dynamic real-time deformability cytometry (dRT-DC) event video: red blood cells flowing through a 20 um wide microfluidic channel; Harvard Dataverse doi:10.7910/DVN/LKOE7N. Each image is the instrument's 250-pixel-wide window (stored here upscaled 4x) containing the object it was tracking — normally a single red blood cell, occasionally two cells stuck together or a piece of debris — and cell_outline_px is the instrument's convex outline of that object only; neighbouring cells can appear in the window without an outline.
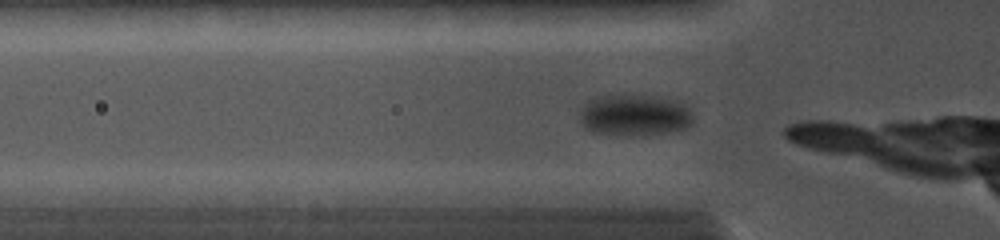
{"species": "common noctule bat (a hibernating species)", "species_latin": "Nyctalus noctula", "temperature_condition": "cold", "stored_images_in_passage": 4, "camera_frame_rate_fps": 5000, "um_per_image_px": 0.085, "animal": {"sex": "female", "body_mass_g": 19.0, "forearm_length_mm": 56.7}, "frame": {"image": 1, "passage_image": 2, "time_ms": 0.4, "image_size_px": [1000, 240], "cell_outline_px": [[692, 124], [684, 128], [668, 132], [648, 136], [592, 132], [584, 128], [580, 120], [580, 108], [588, 100], [596, 96], [616, 92], [632, 92], [672, 100], [684, 104], [692, 108]], "centroid_in_image_um": [53.9, 9.73], "position_along_channel_um": 71.9, "area_um2": 28.38}}